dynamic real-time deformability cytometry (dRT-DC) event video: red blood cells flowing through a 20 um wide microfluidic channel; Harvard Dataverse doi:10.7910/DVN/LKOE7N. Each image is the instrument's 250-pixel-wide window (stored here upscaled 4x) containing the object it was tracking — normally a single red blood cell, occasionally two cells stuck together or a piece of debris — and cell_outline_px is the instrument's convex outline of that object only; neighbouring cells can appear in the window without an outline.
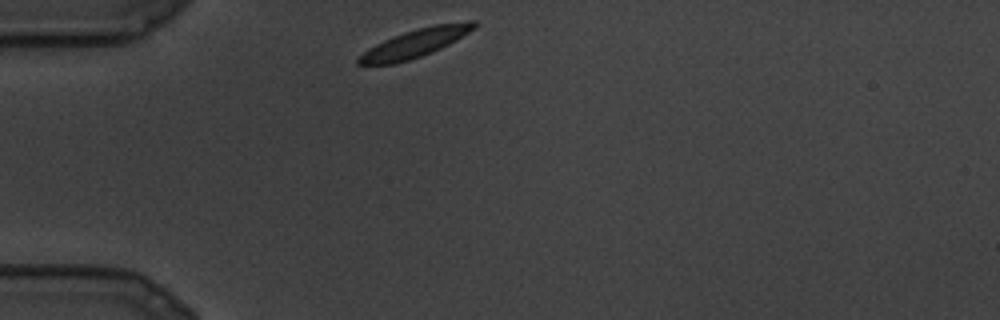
{"species": "common noctule bat (a hibernating species)", "species_latin": "Nyctalus noctula", "temperature_condition": "cold", "stored_images_in_passage": 17, "camera_frame_rate_fps": 3000, "um_per_image_px": 0.085, "animal": {"sex": "male", "body_mass_g": 19.5, "forearm_length_mm": 54.6}, "frame": {"image": 1, "passage_image": 1, "time_ms": 0.0, "image_size_px": [1000, 320], "cell_outline_px": [[476, 28], [456, 40], [440, 48], [420, 56], [396, 64], [356, 64], [356, 60], [368, 48], [384, 40], [404, 32], [416, 28], [436, 24], [468, 20], [476, 20]], "centroid_in_image_um": [35.32, 3.64], "position_along_channel_um": 49.7, "area_um2": 18.84}}
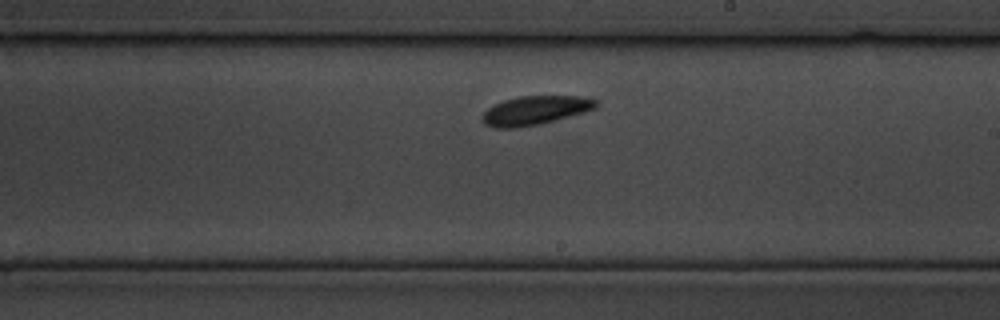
{"frame": {"image": 2, "passage_image": 10, "time_ms": 3.0, "image_size_px": [1000, 320], "cell_outline_px": [[600, 104], [596, 108], [584, 112], [540, 124], [516, 128], [496, 128], [484, 124], [480, 120], [480, 116], [488, 108], [504, 100], [516, 96], [584, 96], [596, 100]], "centroid_in_image_um": [45.47, 9.38], "position_along_channel_um": 243.5, "area_um2": 19.31}}
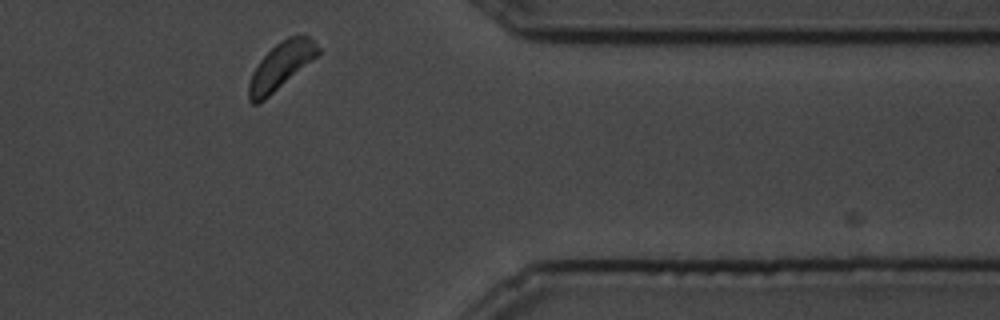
{"frame": {"image": 3, "passage_image": 17, "time_ms": 5.333, "image_size_px": [1000, 320], "cell_outline_px": [[320, 52], [316, 56], [264, 100], [256, 104], [252, 104], [248, 100], [248, 84], [252, 72], [260, 60], [280, 40], [288, 36], [308, 36], [320, 48]], "centroid_in_image_um": [23.83, 5.61], "position_along_channel_um": 387.6, "area_um2": 18.38}}